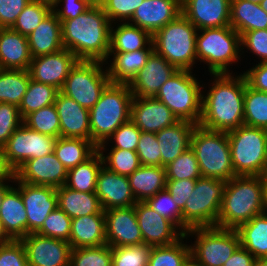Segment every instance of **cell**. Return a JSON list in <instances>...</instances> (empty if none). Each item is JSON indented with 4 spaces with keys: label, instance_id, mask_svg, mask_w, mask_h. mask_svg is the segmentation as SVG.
I'll list each match as a JSON object with an SVG mask.
<instances>
[{
    "label": "cell",
    "instance_id": "d4e9b609",
    "mask_svg": "<svg viewBox=\"0 0 267 266\" xmlns=\"http://www.w3.org/2000/svg\"><path fill=\"white\" fill-rule=\"evenodd\" d=\"M60 122V136L91 140L89 110L61 91L54 102Z\"/></svg>",
    "mask_w": 267,
    "mask_h": 266
},
{
    "label": "cell",
    "instance_id": "603a6c76",
    "mask_svg": "<svg viewBox=\"0 0 267 266\" xmlns=\"http://www.w3.org/2000/svg\"><path fill=\"white\" fill-rule=\"evenodd\" d=\"M177 71L164 57L153 51L146 64L129 84L133 96L155 97L161 86Z\"/></svg>",
    "mask_w": 267,
    "mask_h": 266
},
{
    "label": "cell",
    "instance_id": "d590c367",
    "mask_svg": "<svg viewBox=\"0 0 267 266\" xmlns=\"http://www.w3.org/2000/svg\"><path fill=\"white\" fill-rule=\"evenodd\" d=\"M240 246L256 259L267 257V213L254 216L236 229Z\"/></svg>",
    "mask_w": 267,
    "mask_h": 266
},
{
    "label": "cell",
    "instance_id": "ba28073f",
    "mask_svg": "<svg viewBox=\"0 0 267 266\" xmlns=\"http://www.w3.org/2000/svg\"><path fill=\"white\" fill-rule=\"evenodd\" d=\"M236 176H265L267 136L263 128L242 125L227 132Z\"/></svg>",
    "mask_w": 267,
    "mask_h": 266
},
{
    "label": "cell",
    "instance_id": "8c879c8a",
    "mask_svg": "<svg viewBox=\"0 0 267 266\" xmlns=\"http://www.w3.org/2000/svg\"><path fill=\"white\" fill-rule=\"evenodd\" d=\"M260 5L267 12V0L261 1Z\"/></svg>",
    "mask_w": 267,
    "mask_h": 266
},
{
    "label": "cell",
    "instance_id": "52a82bcc",
    "mask_svg": "<svg viewBox=\"0 0 267 266\" xmlns=\"http://www.w3.org/2000/svg\"><path fill=\"white\" fill-rule=\"evenodd\" d=\"M198 32L196 36L197 60L206 62L210 74L230 73L229 65L240 59L241 35L230 25L205 28Z\"/></svg>",
    "mask_w": 267,
    "mask_h": 266
},
{
    "label": "cell",
    "instance_id": "f907efd6",
    "mask_svg": "<svg viewBox=\"0 0 267 266\" xmlns=\"http://www.w3.org/2000/svg\"><path fill=\"white\" fill-rule=\"evenodd\" d=\"M145 202L160 215L172 221L182 231V211L166 188L149 197Z\"/></svg>",
    "mask_w": 267,
    "mask_h": 266
},
{
    "label": "cell",
    "instance_id": "db71d44e",
    "mask_svg": "<svg viewBox=\"0 0 267 266\" xmlns=\"http://www.w3.org/2000/svg\"><path fill=\"white\" fill-rule=\"evenodd\" d=\"M143 0H101V7L111 23L121 20L129 23L135 10Z\"/></svg>",
    "mask_w": 267,
    "mask_h": 266
},
{
    "label": "cell",
    "instance_id": "f546056e",
    "mask_svg": "<svg viewBox=\"0 0 267 266\" xmlns=\"http://www.w3.org/2000/svg\"><path fill=\"white\" fill-rule=\"evenodd\" d=\"M69 243L71 248L95 247L106 243L105 214L73 218Z\"/></svg>",
    "mask_w": 267,
    "mask_h": 266
},
{
    "label": "cell",
    "instance_id": "6125c7cd",
    "mask_svg": "<svg viewBox=\"0 0 267 266\" xmlns=\"http://www.w3.org/2000/svg\"><path fill=\"white\" fill-rule=\"evenodd\" d=\"M247 84L255 90L267 93V62H259L243 73Z\"/></svg>",
    "mask_w": 267,
    "mask_h": 266
},
{
    "label": "cell",
    "instance_id": "2e32d148",
    "mask_svg": "<svg viewBox=\"0 0 267 266\" xmlns=\"http://www.w3.org/2000/svg\"><path fill=\"white\" fill-rule=\"evenodd\" d=\"M27 215V235L36 233L57 204L56 188L16 181Z\"/></svg>",
    "mask_w": 267,
    "mask_h": 266
},
{
    "label": "cell",
    "instance_id": "2a66077c",
    "mask_svg": "<svg viewBox=\"0 0 267 266\" xmlns=\"http://www.w3.org/2000/svg\"><path fill=\"white\" fill-rule=\"evenodd\" d=\"M266 175H267V159H266Z\"/></svg>",
    "mask_w": 267,
    "mask_h": 266
},
{
    "label": "cell",
    "instance_id": "4dcf8cb0",
    "mask_svg": "<svg viewBox=\"0 0 267 266\" xmlns=\"http://www.w3.org/2000/svg\"><path fill=\"white\" fill-rule=\"evenodd\" d=\"M154 48H144L131 52H109L113 54L110 67L107 68L108 77L112 84H130L138 72L146 64Z\"/></svg>",
    "mask_w": 267,
    "mask_h": 266
},
{
    "label": "cell",
    "instance_id": "6da1fadb",
    "mask_svg": "<svg viewBox=\"0 0 267 266\" xmlns=\"http://www.w3.org/2000/svg\"><path fill=\"white\" fill-rule=\"evenodd\" d=\"M231 74H211L215 79L207 95H202L200 126L229 132L244 125L246 79L242 73L235 78Z\"/></svg>",
    "mask_w": 267,
    "mask_h": 266
},
{
    "label": "cell",
    "instance_id": "03108f58",
    "mask_svg": "<svg viewBox=\"0 0 267 266\" xmlns=\"http://www.w3.org/2000/svg\"><path fill=\"white\" fill-rule=\"evenodd\" d=\"M12 239L5 232L2 222L0 220V245L10 242Z\"/></svg>",
    "mask_w": 267,
    "mask_h": 266
},
{
    "label": "cell",
    "instance_id": "bcb514c9",
    "mask_svg": "<svg viewBox=\"0 0 267 266\" xmlns=\"http://www.w3.org/2000/svg\"><path fill=\"white\" fill-rule=\"evenodd\" d=\"M166 180L199 179L201 171L191 147L165 166Z\"/></svg>",
    "mask_w": 267,
    "mask_h": 266
},
{
    "label": "cell",
    "instance_id": "681fc988",
    "mask_svg": "<svg viewBox=\"0 0 267 266\" xmlns=\"http://www.w3.org/2000/svg\"><path fill=\"white\" fill-rule=\"evenodd\" d=\"M72 219L58 206L44 220L37 234L69 242Z\"/></svg>",
    "mask_w": 267,
    "mask_h": 266
},
{
    "label": "cell",
    "instance_id": "91938a15",
    "mask_svg": "<svg viewBox=\"0 0 267 266\" xmlns=\"http://www.w3.org/2000/svg\"><path fill=\"white\" fill-rule=\"evenodd\" d=\"M30 0H0V28H12Z\"/></svg>",
    "mask_w": 267,
    "mask_h": 266
},
{
    "label": "cell",
    "instance_id": "2644e50d",
    "mask_svg": "<svg viewBox=\"0 0 267 266\" xmlns=\"http://www.w3.org/2000/svg\"><path fill=\"white\" fill-rule=\"evenodd\" d=\"M47 4H50L51 6H53L57 0H38Z\"/></svg>",
    "mask_w": 267,
    "mask_h": 266
},
{
    "label": "cell",
    "instance_id": "f1b7e54d",
    "mask_svg": "<svg viewBox=\"0 0 267 266\" xmlns=\"http://www.w3.org/2000/svg\"><path fill=\"white\" fill-rule=\"evenodd\" d=\"M0 220L12 240L27 236V215L18 187L12 185L5 193L0 206Z\"/></svg>",
    "mask_w": 267,
    "mask_h": 266
},
{
    "label": "cell",
    "instance_id": "8992f818",
    "mask_svg": "<svg viewBox=\"0 0 267 266\" xmlns=\"http://www.w3.org/2000/svg\"><path fill=\"white\" fill-rule=\"evenodd\" d=\"M202 177L229 181L235 177L227 132L206 129L197 124L191 136Z\"/></svg>",
    "mask_w": 267,
    "mask_h": 266
},
{
    "label": "cell",
    "instance_id": "484cf974",
    "mask_svg": "<svg viewBox=\"0 0 267 266\" xmlns=\"http://www.w3.org/2000/svg\"><path fill=\"white\" fill-rule=\"evenodd\" d=\"M196 124L179 120L155 133L161 149V166L165 167L191 147V136Z\"/></svg>",
    "mask_w": 267,
    "mask_h": 266
},
{
    "label": "cell",
    "instance_id": "89a4df30",
    "mask_svg": "<svg viewBox=\"0 0 267 266\" xmlns=\"http://www.w3.org/2000/svg\"><path fill=\"white\" fill-rule=\"evenodd\" d=\"M265 181H266V186H265V212L267 213V175L264 176Z\"/></svg>",
    "mask_w": 267,
    "mask_h": 266
},
{
    "label": "cell",
    "instance_id": "816d5d0a",
    "mask_svg": "<svg viewBox=\"0 0 267 266\" xmlns=\"http://www.w3.org/2000/svg\"><path fill=\"white\" fill-rule=\"evenodd\" d=\"M136 152L143 166H161V149L152 132H141Z\"/></svg>",
    "mask_w": 267,
    "mask_h": 266
},
{
    "label": "cell",
    "instance_id": "7bdbcfd3",
    "mask_svg": "<svg viewBox=\"0 0 267 266\" xmlns=\"http://www.w3.org/2000/svg\"><path fill=\"white\" fill-rule=\"evenodd\" d=\"M23 123L31 130L44 135L60 137V122L55 104L28 114Z\"/></svg>",
    "mask_w": 267,
    "mask_h": 266
},
{
    "label": "cell",
    "instance_id": "d6986e66",
    "mask_svg": "<svg viewBox=\"0 0 267 266\" xmlns=\"http://www.w3.org/2000/svg\"><path fill=\"white\" fill-rule=\"evenodd\" d=\"M68 170L54 152L39 158L28 159L15 171L16 181L33 185L59 188L65 185Z\"/></svg>",
    "mask_w": 267,
    "mask_h": 266
},
{
    "label": "cell",
    "instance_id": "7dc6e473",
    "mask_svg": "<svg viewBox=\"0 0 267 266\" xmlns=\"http://www.w3.org/2000/svg\"><path fill=\"white\" fill-rule=\"evenodd\" d=\"M103 153L100 152L103 166L119 175L130 176L141 166L136 151L111 149L107 156Z\"/></svg>",
    "mask_w": 267,
    "mask_h": 266
},
{
    "label": "cell",
    "instance_id": "3957f363",
    "mask_svg": "<svg viewBox=\"0 0 267 266\" xmlns=\"http://www.w3.org/2000/svg\"><path fill=\"white\" fill-rule=\"evenodd\" d=\"M264 176H235L226 182L216 227L237 229L265 212Z\"/></svg>",
    "mask_w": 267,
    "mask_h": 266
},
{
    "label": "cell",
    "instance_id": "f35d334b",
    "mask_svg": "<svg viewBox=\"0 0 267 266\" xmlns=\"http://www.w3.org/2000/svg\"><path fill=\"white\" fill-rule=\"evenodd\" d=\"M30 79L28 70L0 69V103L19 107Z\"/></svg>",
    "mask_w": 267,
    "mask_h": 266
},
{
    "label": "cell",
    "instance_id": "680465c9",
    "mask_svg": "<svg viewBox=\"0 0 267 266\" xmlns=\"http://www.w3.org/2000/svg\"><path fill=\"white\" fill-rule=\"evenodd\" d=\"M63 2V8H56ZM93 6L88 0H57L52 6V12L58 17L60 22L67 19H74L80 14L86 12Z\"/></svg>",
    "mask_w": 267,
    "mask_h": 266
},
{
    "label": "cell",
    "instance_id": "ffe728a7",
    "mask_svg": "<svg viewBox=\"0 0 267 266\" xmlns=\"http://www.w3.org/2000/svg\"><path fill=\"white\" fill-rule=\"evenodd\" d=\"M130 120L141 132L157 133L179 120L171 110L155 97L133 96Z\"/></svg>",
    "mask_w": 267,
    "mask_h": 266
},
{
    "label": "cell",
    "instance_id": "836d02e7",
    "mask_svg": "<svg viewBox=\"0 0 267 266\" xmlns=\"http://www.w3.org/2000/svg\"><path fill=\"white\" fill-rule=\"evenodd\" d=\"M128 179L136 201H146L149 197L165 189V167L141 165L128 176Z\"/></svg>",
    "mask_w": 267,
    "mask_h": 266
},
{
    "label": "cell",
    "instance_id": "ac0fdd59",
    "mask_svg": "<svg viewBox=\"0 0 267 266\" xmlns=\"http://www.w3.org/2000/svg\"><path fill=\"white\" fill-rule=\"evenodd\" d=\"M78 59L66 48L32 58L28 69L32 80L62 89L71 68Z\"/></svg>",
    "mask_w": 267,
    "mask_h": 266
},
{
    "label": "cell",
    "instance_id": "e7e4bbea",
    "mask_svg": "<svg viewBox=\"0 0 267 266\" xmlns=\"http://www.w3.org/2000/svg\"><path fill=\"white\" fill-rule=\"evenodd\" d=\"M8 180L10 182H14L15 171L7 163L6 156L4 155V150L2 147H0V182Z\"/></svg>",
    "mask_w": 267,
    "mask_h": 266
},
{
    "label": "cell",
    "instance_id": "94428289",
    "mask_svg": "<svg viewBox=\"0 0 267 266\" xmlns=\"http://www.w3.org/2000/svg\"><path fill=\"white\" fill-rule=\"evenodd\" d=\"M195 184V179L166 180L165 188L172 195L179 209L182 210Z\"/></svg>",
    "mask_w": 267,
    "mask_h": 266
},
{
    "label": "cell",
    "instance_id": "e0dca14e",
    "mask_svg": "<svg viewBox=\"0 0 267 266\" xmlns=\"http://www.w3.org/2000/svg\"><path fill=\"white\" fill-rule=\"evenodd\" d=\"M106 243L111 247L143 244L134 206L104 211Z\"/></svg>",
    "mask_w": 267,
    "mask_h": 266
},
{
    "label": "cell",
    "instance_id": "6f0895ef",
    "mask_svg": "<svg viewBox=\"0 0 267 266\" xmlns=\"http://www.w3.org/2000/svg\"><path fill=\"white\" fill-rule=\"evenodd\" d=\"M241 46L261 57L260 62H267V29L245 32L241 36Z\"/></svg>",
    "mask_w": 267,
    "mask_h": 266
},
{
    "label": "cell",
    "instance_id": "74e56055",
    "mask_svg": "<svg viewBox=\"0 0 267 266\" xmlns=\"http://www.w3.org/2000/svg\"><path fill=\"white\" fill-rule=\"evenodd\" d=\"M97 146L83 138L58 137L54 147V153L63 166L69 170L87 160Z\"/></svg>",
    "mask_w": 267,
    "mask_h": 266
},
{
    "label": "cell",
    "instance_id": "4fadbf2b",
    "mask_svg": "<svg viewBox=\"0 0 267 266\" xmlns=\"http://www.w3.org/2000/svg\"><path fill=\"white\" fill-rule=\"evenodd\" d=\"M57 138L29 129L22 123L2 147L9 166L16 171L28 159L54 152Z\"/></svg>",
    "mask_w": 267,
    "mask_h": 266
},
{
    "label": "cell",
    "instance_id": "34e18365",
    "mask_svg": "<svg viewBox=\"0 0 267 266\" xmlns=\"http://www.w3.org/2000/svg\"><path fill=\"white\" fill-rule=\"evenodd\" d=\"M246 1H250V2L255 3V4H260L261 1H263V0H246Z\"/></svg>",
    "mask_w": 267,
    "mask_h": 266
},
{
    "label": "cell",
    "instance_id": "8fae6325",
    "mask_svg": "<svg viewBox=\"0 0 267 266\" xmlns=\"http://www.w3.org/2000/svg\"><path fill=\"white\" fill-rule=\"evenodd\" d=\"M194 235L195 243L190 245L191 262L195 266H223L240 246V239L235 229L219 227L191 228L185 236Z\"/></svg>",
    "mask_w": 267,
    "mask_h": 266
},
{
    "label": "cell",
    "instance_id": "83f0119b",
    "mask_svg": "<svg viewBox=\"0 0 267 266\" xmlns=\"http://www.w3.org/2000/svg\"><path fill=\"white\" fill-rule=\"evenodd\" d=\"M31 60L27 37L12 28H0V69L28 70Z\"/></svg>",
    "mask_w": 267,
    "mask_h": 266
},
{
    "label": "cell",
    "instance_id": "277c9868",
    "mask_svg": "<svg viewBox=\"0 0 267 266\" xmlns=\"http://www.w3.org/2000/svg\"><path fill=\"white\" fill-rule=\"evenodd\" d=\"M133 95L129 84L110 83L89 110L91 141L103 152L108 138L130 120Z\"/></svg>",
    "mask_w": 267,
    "mask_h": 266
},
{
    "label": "cell",
    "instance_id": "44dd1931",
    "mask_svg": "<svg viewBox=\"0 0 267 266\" xmlns=\"http://www.w3.org/2000/svg\"><path fill=\"white\" fill-rule=\"evenodd\" d=\"M231 0H181V13L198 29L230 25Z\"/></svg>",
    "mask_w": 267,
    "mask_h": 266
},
{
    "label": "cell",
    "instance_id": "e575fe53",
    "mask_svg": "<svg viewBox=\"0 0 267 266\" xmlns=\"http://www.w3.org/2000/svg\"><path fill=\"white\" fill-rule=\"evenodd\" d=\"M117 25L116 29L111 27L109 52H131L144 48H154L152 35L146 30L128 22Z\"/></svg>",
    "mask_w": 267,
    "mask_h": 266
},
{
    "label": "cell",
    "instance_id": "a7ac6f4b",
    "mask_svg": "<svg viewBox=\"0 0 267 266\" xmlns=\"http://www.w3.org/2000/svg\"><path fill=\"white\" fill-rule=\"evenodd\" d=\"M253 266H267V257L257 258Z\"/></svg>",
    "mask_w": 267,
    "mask_h": 266
},
{
    "label": "cell",
    "instance_id": "60d3db41",
    "mask_svg": "<svg viewBox=\"0 0 267 266\" xmlns=\"http://www.w3.org/2000/svg\"><path fill=\"white\" fill-rule=\"evenodd\" d=\"M58 93L57 88L30 79L27 91L18 107L22 119L40 108L54 104Z\"/></svg>",
    "mask_w": 267,
    "mask_h": 266
},
{
    "label": "cell",
    "instance_id": "ab89813d",
    "mask_svg": "<svg viewBox=\"0 0 267 266\" xmlns=\"http://www.w3.org/2000/svg\"><path fill=\"white\" fill-rule=\"evenodd\" d=\"M185 235L176 243L168 246H153L148 266H187L191 263V248L183 244Z\"/></svg>",
    "mask_w": 267,
    "mask_h": 266
},
{
    "label": "cell",
    "instance_id": "ee69618b",
    "mask_svg": "<svg viewBox=\"0 0 267 266\" xmlns=\"http://www.w3.org/2000/svg\"><path fill=\"white\" fill-rule=\"evenodd\" d=\"M51 11L52 6L50 4L30 0L19 14L12 29L27 37Z\"/></svg>",
    "mask_w": 267,
    "mask_h": 266
},
{
    "label": "cell",
    "instance_id": "5b68a950",
    "mask_svg": "<svg viewBox=\"0 0 267 266\" xmlns=\"http://www.w3.org/2000/svg\"><path fill=\"white\" fill-rule=\"evenodd\" d=\"M198 29L181 13L153 36L154 51L177 70L192 71Z\"/></svg>",
    "mask_w": 267,
    "mask_h": 266
},
{
    "label": "cell",
    "instance_id": "753ad0ef",
    "mask_svg": "<svg viewBox=\"0 0 267 266\" xmlns=\"http://www.w3.org/2000/svg\"><path fill=\"white\" fill-rule=\"evenodd\" d=\"M90 3H92L93 5H99L101 4V0H88Z\"/></svg>",
    "mask_w": 267,
    "mask_h": 266
},
{
    "label": "cell",
    "instance_id": "7c38bea8",
    "mask_svg": "<svg viewBox=\"0 0 267 266\" xmlns=\"http://www.w3.org/2000/svg\"><path fill=\"white\" fill-rule=\"evenodd\" d=\"M104 62L78 60L60 90L82 107L90 110L111 83Z\"/></svg>",
    "mask_w": 267,
    "mask_h": 266
},
{
    "label": "cell",
    "instance_id": "c3c4849f",
    "mask_svg": "<svg viewBox=\"0 0 267 266\" xmlns=\"http://www.w3.org/2000/svg\"><path fill=\"white\" fill-rule=\"evenodd\" d=\"M152 246L140 244L112 247V266H148Z\"/></svg>",
    "mask_w": 267,
    "mask_h": 266
},
{
    "label": "cell",
    "instance_id": "7402d4cb",
    "mask_svg": "<svg viewBox=\"0 0 267 266\" xmlns=\"http://www.w3.org/2000/svg\"><path fill=\"white\" fill-rule=\"evenodd\" d=\"M96 195L102 209L126 208L137 201L132 194L128 176L119 175L102 166L96 184Z\"/></svg>",
    "mask_w": 267,
    "mask_h": 266
},
{
    "label": "cell",
    "instance_id": "4316f807",
    "mask_svg": "<svg viewBox=\"0 0 267 266\" xmlns=\"http://www.w3.org/2000/svg\"><path fill=\"white\" fill-rule=\"evenodd\" d=\"M32 58L52 54L62 50V26L58 17L51 11L27 36Z\"/></svg>",
    "mask_w": 267,
    "mask_h": 266
},
{
    "label": "cell",
    "instance_id": "cb8c5ba5",
    "mask_svg": "<svg viewBox=\"0 0 267 266\" xmlns=\"http://www.w3.org/2000/svg\"><path fill=\"white\" fill-rule=\"evenodd\" d=\"M179 14H181V0H143L129 24L146 30L153 36Z\"/></svg>",
    "mask_w": 267,
    "mask_h": 266
},
{
    "label": "cell",
    "instance_id": "1f68e13d",
    "mask_svg": "<svg viewBox=\"0 0 267 266\" xmlns=\"http://www.w3.org/2000/svg\"><path fill=\"white\" fill-rule=\"evenodd\" d=\"M58 207L73 219L85 215L104 214L95 192H79L65 185L56 188Z\"/></svg>",
    "mask_w": 267,
    "mask_h": 266
},
{
    "label": "cell",
    "instance_id": "d6a6232c",
    "mask_svg": "<svg viewBox=\"0 0 267 266\" xmlns=\"http://www.w3.org/2000/svg\"><path fill=\"white\" fill-rule=\"evenodd\" d=\"M230 26L241 36L248 31L267 29V12L260 4L246 0H231Z\"/></svg>",
    "mask_w": 267,
    "mask_h": 266
},
{
    "label": "cell",
    "instance_id": "11a10c76",
    "mask_svg": "<svg viewBox=\"0 0 267 266\" xmlns=\"http://www.w3.org/2000/svg\"><path fill=\"white\" fill-rule=\"evenodd\" d=\"M141 130L131 121L123 123L109 138L115 145L111 149L136 151ZM113 139V140H112Z\"/></svg>",
    "mask_w": 267,
    "mask_h": 266
},
{
    "label": "cell",
    "instance_id": "5bb4252c",
    "mask_svg": "<svg viewBox=\"0 0 267 266\" xmlns=\"http://www.w3.org/2000/svg\"><path fill=\"white\" fill-rule=\"evenodd\" d=\"M143 243L153 246H168L176 243L185 234L167 218L160 215L145 201L134 205Z\"/></svg>",
    "mask_w": 267,
    "mask_h": 266
},
{
    "label": "cell",
    "instance_id": "f6af8a7d",
    "mask_svg": "<svg viewBox=\"0 0 267 266\" xmlns=\"http://www.w3.org/2000/svg\"><path fill=\"white\" fill-rule=\"evenodd\" d=\"M70 266H112V247L103 244L95 247L72 248Z\"/></svg>",
    "mask_w": 267,
    "mask_h": 266
},
{
    "label": "cell",
    "instance_id": "30bf717a",
    "mask_svg": "<svg viewBox=\"0 0 267 266\" xmlns=\"http://www.w3.org/2000/svg\"><path fill=\"white\" fill-rule=\"evenodd\" d=\"M188 70H177L160 88L155 98L164 103L178 120L200 123L202 86Z\"/></svg>",
    "mask_w": 267,
    "mask_h": 266
},
{
    "label": "cell",
    "instance_id": "9f6ffc18",
    "mask_svg": "<svg viewBox=\"0 0 267 266\" xmlns=\"http://www.w3.org/2000/svg\"><path fill=\"white\" fill-rule=\"evenodd\" d=\"M0 266H29L21 240L0 245Z\"/></svg>",
    "mask_w": 267,
    "mask_h": 266
},
{
    "label": "cell",
    "instance_id": "9c48e42d",
    "mask_svg": "<svg viewBox=\"0 0 267 266\" xmlns=\"http://www.w3.org/2000/svg\"><path fill=\"white\" fill-rule=\"evenodd\" d=\"M226 181L216 178L200 177L186 200L182 211V232L191 228L214 227L223 201Z\"/></svg>",
    "mask_w": 267,
    "mask_h": 266
},
{
    "label": "cell",
    "instance_id": "b9f144b4",
    "mask_svg": "<svg viewBox=\"0 0 267 266\" xmlns=\"http://www.w3.org/2000/svg\"><path fill=\"white\" fill-rule=\"evenodd\" d=\"M244 125L267 128V93L250 87L247 82L244 91Z\"/></svg>",
    "mask_w": 267,
    "mask_h": 266
},
{
    "label": "cell",
    "instance_id": "8d00e7d4",
    "mask_svg": "<svg viewBox=\"0 0 267 266\" xmlns=\"http://www.w3.org/2000/svg\"><path fill=\"white\" fill-rule=\"evenodd\" d=\"M103 160L96 150L87 160L68 170L65 186L79 192H96Z\"/></svg>",
    "mask_w": 267,
    "mask_h": 266
},
{
    "label": "cell",
    "instance_id": "be15d7a7",
    "mask_svg": "<svg viewBox=\"0 0 267 266\" xmlns=\"http://www.w3.org/2000/svg\"><path fill=\"white\" fill-rule=\"evenodd\" d=\"M255 260L249 251L239 246L223 266H253Z\"/></svg>",
    "mask_w": 267,
    "mask_h": 266
},
{
    "label": "cell",
    "instance_id": "f5cc1de1",
    "mask_svg": "<svg viewBox=\"0 0 267 266\" xmlns=\"http://www.w3.org/2000/svg\"><path fill=\"white\" fill-rule=\"evenodd\" d=\"M23 123L16 105L0 103V147H3L14 131Z\"/></svg>",
    "mask_w": 267,
    "mask_h": 266
},
{
    "label": "cell",
    "instance_id": "9a60e30c",
    "mask_svg": "<svg viewBox=\"0 0 267 266\" xmlns=\"http://www.w3.org/2000/svg\"><path fill=\"white\" fill-rule=\"evenodd\" d=\"M29 266H70L71 245L61 239L30 233L20 239Z\"/></svg>",
    "mask_w": 267,
    "mask_h": 266
},
{
    "label": "cell",
    "instance_id": "7a4b0ae2",
    "mask_svg": "<svg viewBox=\"0 0 267 266\" xmlns=\"http://www.w3.org/2000/svg\"><path fill=\"white\" fill-rule=\"evenodd\" d=\"M63 47L78 60H108L112 23L101 5H93L74 19L61 22Z\"/></svg>",
    "mask_w": 267,
    "mask_h": 266
},
{
    "label": "cell",
    "instance_id": "11e5206c",
    "mask_svg": "<svg viewBox=\"0 0 267 266\" xmlns=\"http://www.w3.org/2000/svg\"><path fill=\"white\" fill-rule=\"evenodd\" d=\"M187 266H195L192 262L190 264H188Z\"/></svg>",
    "mask_w": 267,
    "mask_h": 266
},
{
    "label": "cell",
    "instance_id": "003e7915",
    "mask_svg": "<svg viewBox=\"0 0 267 266\" xmlns=\"http://www.w3.org/2000/svg\"><path fill=\"white\" fill-rule=\"evenodd\" d=\"M5 183L6 181L0 182V206L5 196V193L12 187L8 184V182L6 183L7 185Z\"/></svg>",
    "mask_w": 267,
    "mask_h": 266
}]
</instances>
